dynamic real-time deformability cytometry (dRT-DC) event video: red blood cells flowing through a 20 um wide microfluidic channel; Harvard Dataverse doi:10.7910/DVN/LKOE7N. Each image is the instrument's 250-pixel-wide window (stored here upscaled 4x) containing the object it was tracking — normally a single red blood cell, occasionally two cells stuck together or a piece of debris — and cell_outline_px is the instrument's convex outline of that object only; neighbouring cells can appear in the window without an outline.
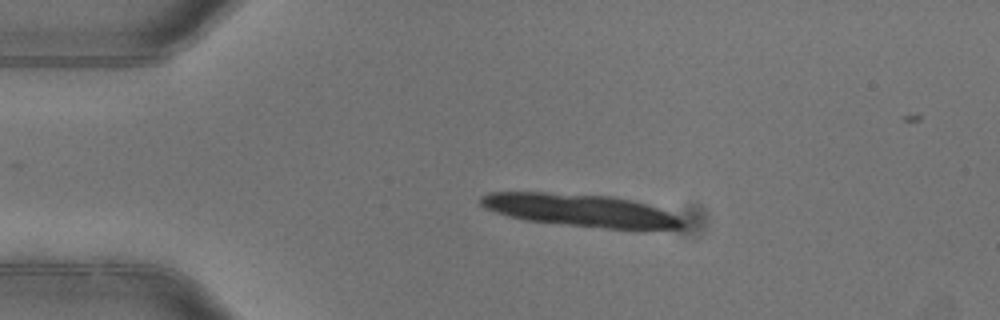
{"species": "common noctule bat (a hibernating species)", "species_latin": "Nyctalus noctula", "temperature_condition": "warm", "stored_images_in_passage": 4, "camera_frame_rate_fps": 3000, "um_per_image_px": 0.085, "animal": {"sex": "female"}, "frame": {"image": 1, "passage_image": 3, "time_ms": 0.667, "image_size_px": [1000, 320], "cell_outline_px": [[684, 224], [680, 228], [608, 228], [528, 220], [508, 216], [484, 208], [480, 204], [480, 196], [488, 192], [544, 192], [612, 196], [632, 200], [660, 208], [676, 216]], "centroid_in_image_um": [49.26, 17.84], "position_along_channel_um": 35.7, "area_um2": 37.51}}